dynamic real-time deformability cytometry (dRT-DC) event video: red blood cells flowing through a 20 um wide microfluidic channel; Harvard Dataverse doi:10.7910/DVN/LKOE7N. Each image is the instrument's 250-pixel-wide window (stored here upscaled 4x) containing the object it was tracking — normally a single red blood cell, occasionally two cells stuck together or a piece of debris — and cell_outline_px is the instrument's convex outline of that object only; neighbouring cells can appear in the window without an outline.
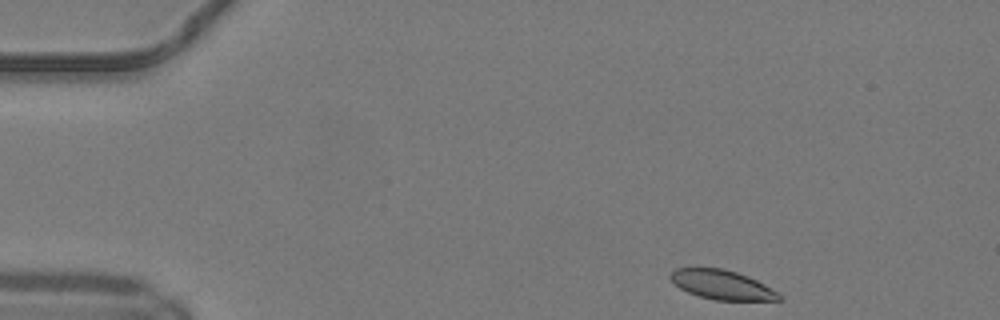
{"species": "common noctule bat (a hibernating species)", "species_latin": "Nyctalus noctula", "temperature_condition": "warm", "stored_images_in_passage": 26, "camera_frame_rate_fps": 3000, "um_per_image_px": 0.085, "animal": {"sex": "male", "body_mass_g": 19.2, "forearm_length_mm": 51.8}, "frame": {"image": 1, "passage_image": 1, "time_ms": 0.0, "image_size_px": [1000, 320], "cell_outline_px": [[784, 300], [712, 300], [688, 292], [680, 288], [668, 276], [676, 268], [724, 268], [748, 276], [764, 284], [784, 296]], "centroid_in_image_um": [61.4, 24.21], "position_along_channel_um": 23.6, "area_um2": 18.5}}
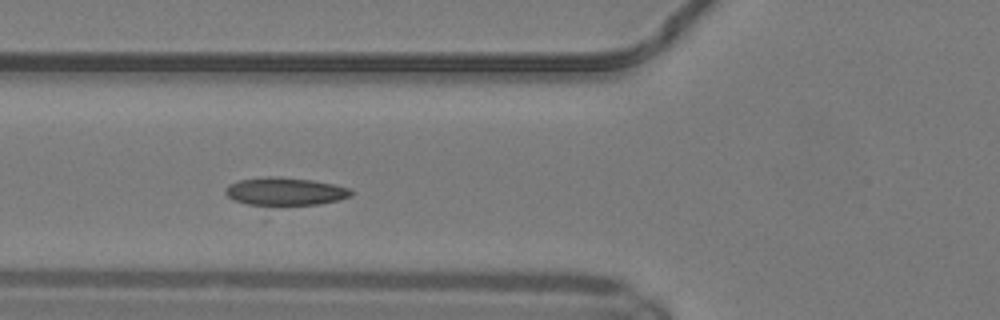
{"frame": {"image": 2, "passage_image": 13, "time_ms": 4.0, "image_size_px": [1000, 320], "cell_outline_px": [[352, 196], [340, 200], [264, 220], [232, 200], [224, 192], [224, 188], [228, 184], [240, 180], [268, 176], [276, 176], [312, 180], [336, 184], [352, 188]], "centroid_in_image_um": [24.09, 16.56], "position_along_channel_um": 101.7, "area_um2": 25.66}}
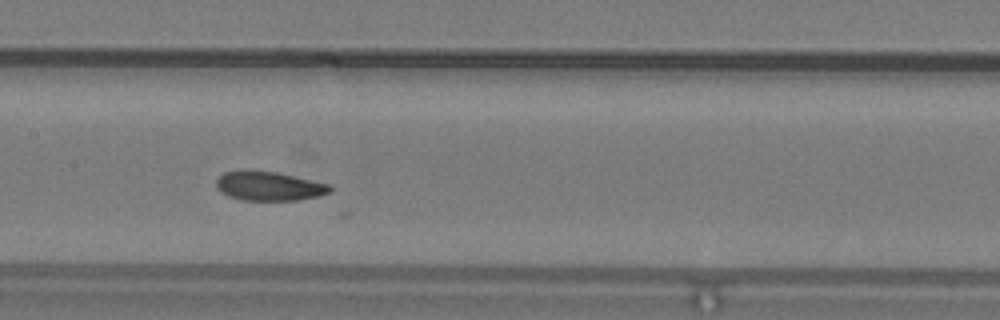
{"frame": {"image": 3, "passage_image": 19, "time_ms": 6.0, "image_size_px": [1000, 320], "cell_outline_px": [[332, 192], [320, 196], [300, 200], [240, 200], [228, 196], [220, 192], [216, 188], [216, 180], [224, 172], [276, 172], [332, 184]], "centroid_in_image_um": [22.93, 15.85], "position_along_channel_um": 184.5, "area_um2": 19.19}}